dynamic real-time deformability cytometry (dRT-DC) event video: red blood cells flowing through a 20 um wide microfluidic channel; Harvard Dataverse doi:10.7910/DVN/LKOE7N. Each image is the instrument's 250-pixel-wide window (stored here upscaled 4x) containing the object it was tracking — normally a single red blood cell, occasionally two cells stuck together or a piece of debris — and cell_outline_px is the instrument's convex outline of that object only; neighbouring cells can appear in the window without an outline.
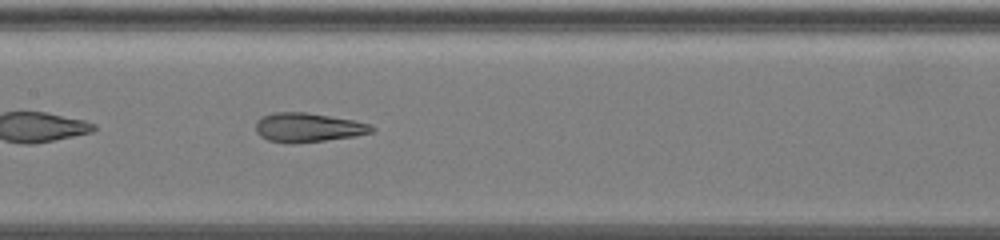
{"species": "common noctule bat (a hibernating species)", "species_latin": "Nyctalus noctula", "temperature_condition": "warm", "stored_images_in_passage": 39, "camera_frame_rate_fps": 3000, "um_per_image_px": 0.085, "animal": {"sex": "female", "body_mass_g": 19.5, "forearm_length_mm": 54.1}, "frame": {"image": 1, "passage_image": 12, "time_ms": 3.667, "image_size_px": [1000, 240], "cell_outline_px": [[376, 128], [372, 132], [356, 136], [292, 144], [284, 144], [268, 140], [260, 136], [256, 132], [256, 120], [272, 112], [308, 112], [352, 120], [368, 124]], "centroid_in_image_um": [26.14, 10.84], "position_along_channel_um": 181.3, "area_um2": 19.77}, "authors_computed_cell_mechanics": {"area_um2": 19.5942, "velocity_mm_per_s": 3.2538, "shape_relaxation_time_tau1_ms": null, "shape_relaxation_time_tau2_ms": 2.14, "deformation_change_tau1": null, "deformation_change_tau2": 0.1163}}